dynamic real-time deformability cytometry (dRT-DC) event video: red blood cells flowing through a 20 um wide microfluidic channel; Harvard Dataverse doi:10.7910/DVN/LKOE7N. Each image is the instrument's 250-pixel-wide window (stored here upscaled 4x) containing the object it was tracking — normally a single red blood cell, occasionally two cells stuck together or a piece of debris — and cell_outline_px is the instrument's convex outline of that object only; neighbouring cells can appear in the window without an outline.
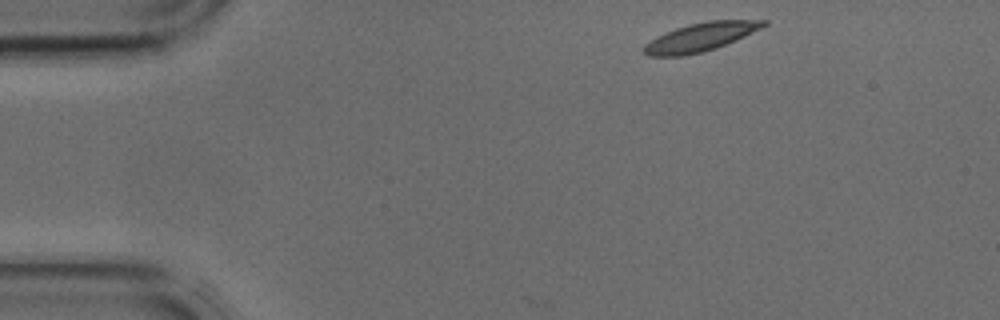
{"species": "common noctule bat (a hibernating species)", "species_latin": "Nyctalus noctula", "temperature_condition": "cold", "stored_images_in_passage": 38, "camera_frame_rate_fps": 3000, "um_per_image_px": 0.085, "animal": {"sex": "male", "body_mass_g": 17.9, "forearm_length_mm": 54.2}, "frame": {"image": 1, "passage_image": 1, "time_ms": 0.0, "image_size_px": [1000, 320], "cell_outline_px": [[768, 24], [744, 36], [716, 48], [704, 52], [684, 56], [648, 56], [644, 52], [644, 44], [656, 36], [676, 28], [688, 24], [708, 20], [768, 20]], "centroid_in_image_um": [59.52, 3.15], "position_along_channel_um": 25.5, "area_um2": 19.77}}
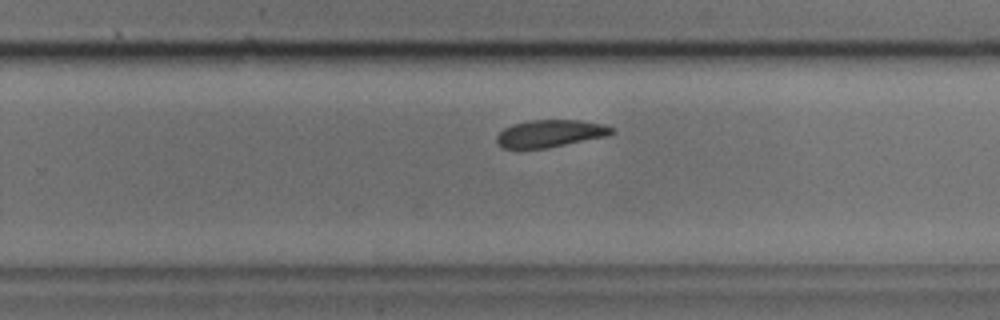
{"frame": {"image": 2, "passage_image": 22, "time_ms": 7.0, "image_size_px": [1000, 320], "cell_outline_px": [[616, 132], [608, 136], [548, 148], [520, 152], [500, 148], [496, 144], [496, 136], [504, 128], [512, 124], [528, 120], [580, 120], [604, 124], [616, 128]], "centroid_in_image_um": [46.71, 11.39], "position_along_channel_um": 283.1, "area_um2": 19.36}}
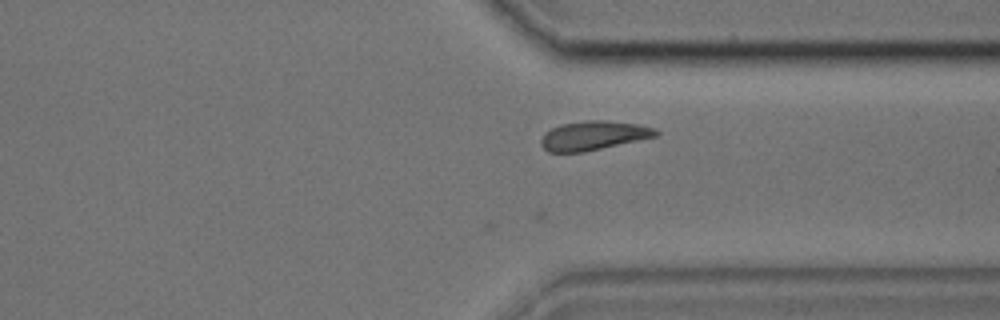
{"frame": {"image": 3, "passage_image": 27, "time_ms": 8.667, "image_size_px": [1000, 320], "cell_outline_px": [[660, 132], [656, 136], [584, 152], [548, 152], [540, 144], [540, 140], [552, 128], [560, 124], [584, 120], [608, 120], [640, 124], [656, 128]], "centroid_in_image_um": [50.47, 11.51], "position_along_channel_um": 360.9, "area_um2": 19.48}}